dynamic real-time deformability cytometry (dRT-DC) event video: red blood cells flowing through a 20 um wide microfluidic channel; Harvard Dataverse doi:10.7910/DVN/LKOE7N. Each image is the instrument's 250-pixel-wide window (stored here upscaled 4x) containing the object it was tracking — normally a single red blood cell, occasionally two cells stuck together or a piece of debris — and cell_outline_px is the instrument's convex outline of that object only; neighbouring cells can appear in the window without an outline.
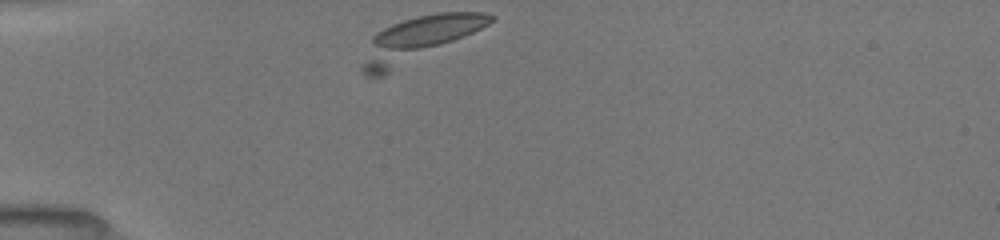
{"species": "common noctule bat (a hibernating species)", "species_latin": "Nyctalus noctula", "temperature_condition": "room temperature", "stored_images_in_passage": 21, "camera_frame_rate_fps": 3000, "um_per_image_px": 0.085, "animal": {"sex": "female", "body_mass_g": 19.5, "forearm_length_mm": 54.1}, "frame": {"image": 1, "passage_image": 1, "time_ms": 0.0, "image_size_px": [1000, 240], "cell_outline_px": [[496, 16], [488, 24], [384, 76], [364, 76], [360, 72], [360, 68], [372, 36], [376, 32], [392, 24], [416, 16], [436, 12], [484, 12]], "centroid_in_image_um": [35.49, 3.34], "position_along_channel_um": 49.5, "area_um2": 32.25}}
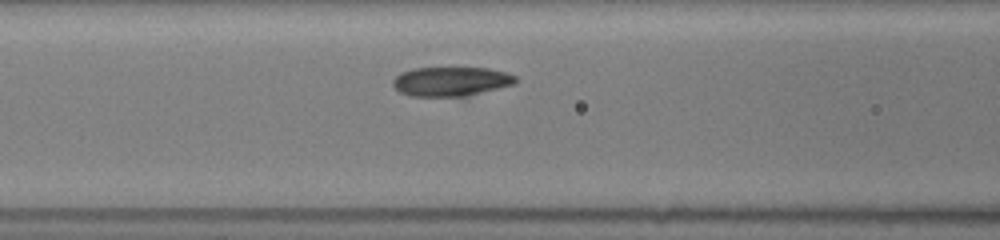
{"frame": {"image": 2, "passage_image": 9, "time_ms": 2.667, "image_size_px": [1000, 240], "cell_outline_px": [[516, 84], [468, 96], [408, 96], [400, 92], [392, 84], [392, 80], [400, 72], [412, 68], [488, 68], [504, 72], [516, 76]], "centroid_in_image_um": [38.32, 6.92], "position_along_channel_um": 128.3, "area_um2": 21.04}}
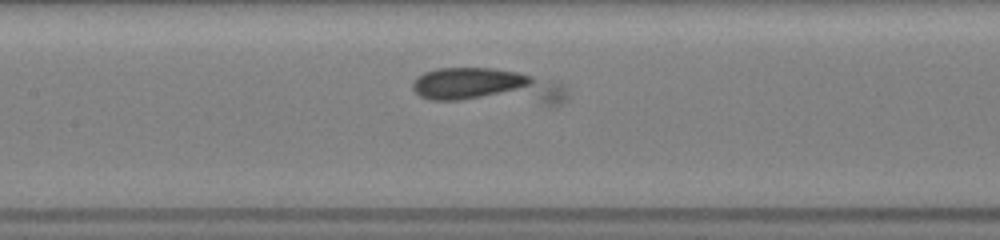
{"frame": {"image": 3, "passage_image": 12, "time_ms": 3.667, "image_size_px": [1000, 240], "cell_outline_px": [[568, 96], [560, 104], [544, 104], [432, 100], [420, 96], [412, 88], [412, 80], [416, 76], [424, 72], [436, 68], [496, 68], [520, 72], [560, 84], [568, 92]], "centroid_in_image_um": [41.41, 7.35], "position_along_channel_um": 166.0, "area_um2": 32.31}}